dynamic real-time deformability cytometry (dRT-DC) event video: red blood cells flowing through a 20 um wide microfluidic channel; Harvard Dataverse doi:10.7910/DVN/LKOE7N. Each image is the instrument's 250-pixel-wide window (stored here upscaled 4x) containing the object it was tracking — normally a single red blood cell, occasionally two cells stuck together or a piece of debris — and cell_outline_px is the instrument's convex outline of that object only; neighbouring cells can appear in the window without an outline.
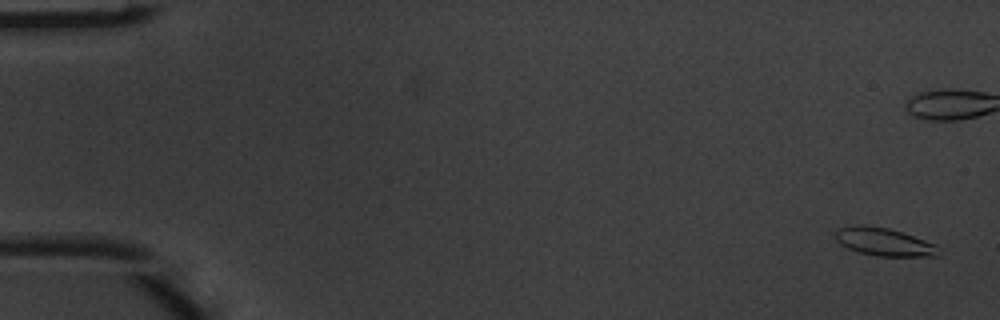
{"species": "common noctule bat (a hibernating species)", "species_latin": "Nyctalus noctula", "temperature_condition": "warm", "stored_images_in_passage": 5, "camera_frame_rate_fps": 3000, "um_per_image_px": 0.085, "animal": {"sex": "male", "body_mass_g": 20.1, "forearm_length_mm": 53.5}, "frame": {"image": 1, "passage_image": 1, "time_ms": 0.0, "image_size_px": [1000, 320], "cell_outline_px": [[936, 256], [876, 256], [860, 252], [848, 248], [840, 244], [836, 240], [836, 232], [840, 228], [888, 228], [936, 244]], "centroid_in_image_um": [75.17, 20.61], "position_along_channel_um": 9.8, "area_um2": 15.66}}